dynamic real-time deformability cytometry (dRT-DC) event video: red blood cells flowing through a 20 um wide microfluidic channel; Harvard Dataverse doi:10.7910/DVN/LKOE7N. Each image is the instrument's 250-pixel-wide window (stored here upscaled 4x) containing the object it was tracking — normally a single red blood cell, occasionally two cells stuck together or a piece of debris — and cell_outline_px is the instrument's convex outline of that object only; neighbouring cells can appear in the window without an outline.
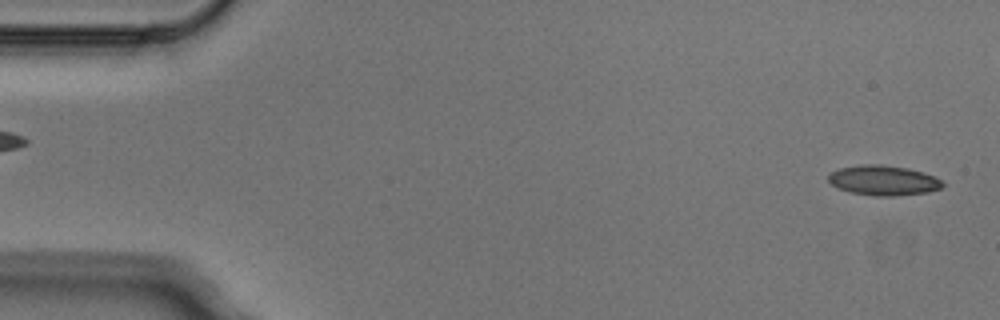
{"species": "Egyptian fruit bat (a non-hibernating species)", "species_latin": "Rousettus aegyptiacus", "temperature_condition": "cold", "stored_images_in_passage": 6, "segment_of_instrument_passage": [2, 2], "camera_frame_rate_fps": 3000, "um_per_image_px": 0.085, "animal": {"sex": "male"}, "frame": {"image": 1, "passage_image": 6, "time_ms": 1.667, "image_size_px": [1000, 320], "cell_outline_px": [[944, 184], [940, 188], [928, 192], [892, 196], [876, 196], [848, 192], [832, 184], [828, 180], [828, 176], [832, 172], [840, 168], [864, 164], [880, 164], [908, 168], [924, 172], [940, 180]], "centroid_in_image_um": [75.08, 15.33], "position_along_channel_um": 9.9, "area_um2": 19.77}}